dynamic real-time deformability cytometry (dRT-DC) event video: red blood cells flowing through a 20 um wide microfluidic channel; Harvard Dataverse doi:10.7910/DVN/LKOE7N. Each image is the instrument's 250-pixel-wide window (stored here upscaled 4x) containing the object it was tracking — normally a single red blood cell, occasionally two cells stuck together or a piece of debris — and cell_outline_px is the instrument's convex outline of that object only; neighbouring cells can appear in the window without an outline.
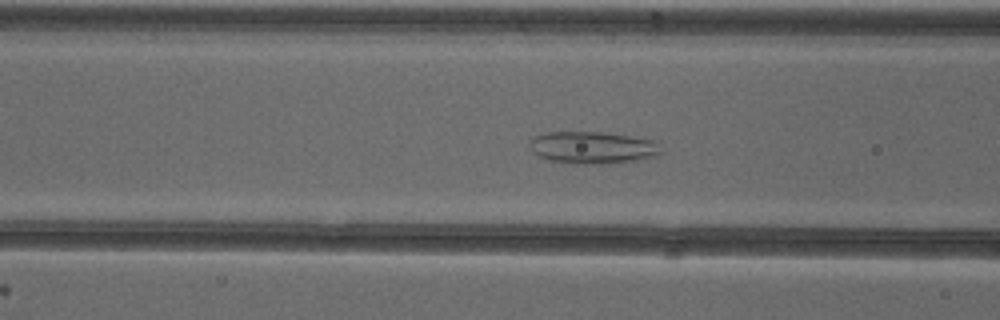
{"species": "common noctule bat (a hibernating species)", "species_latin": "Nyctalus noctula", "temperature_condition": "cold", "stored_images_in_passage": 54, "camera_frame_rate_fps": 3000, "um_per_image_px": 0.085, "animal": {"sex": "female"}, "frame": {"image": 1, "passage_image": 22, "time_ms": 7.0, "image_size_px": [1000, 320], "cell_outline_px": [[664, 152], [656, 156], [620, 164], [572, 164], [552, 160], [540, 156], [528, 144], [528, 140], [532, 136], [548, 132], [600, 132], [660, 140]], "centroid_in_image_um": [50.49, 12.55], "position_along_channel_um": 116.1, "area_um2": 25.26}}
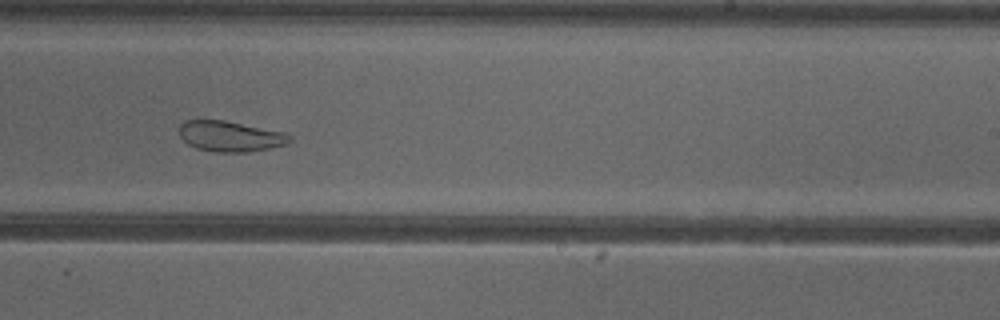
{"frame": {"image": 2, "passage_image": 34, "time_ms": 11.0, "image_size_px": [1000, 320], "cell_outline_px": [[292, 140], [288, 144], [248, 152], [216, 152], [196, 148], [188, 144], [180, 136], [180, 124], [184, 120], [224, 120], [284, 132], [292, 136]], "centroid_in_image_um": [19.58, 11.58], "position_along_channel_um": 269.4, "area_um2": 19.65}}
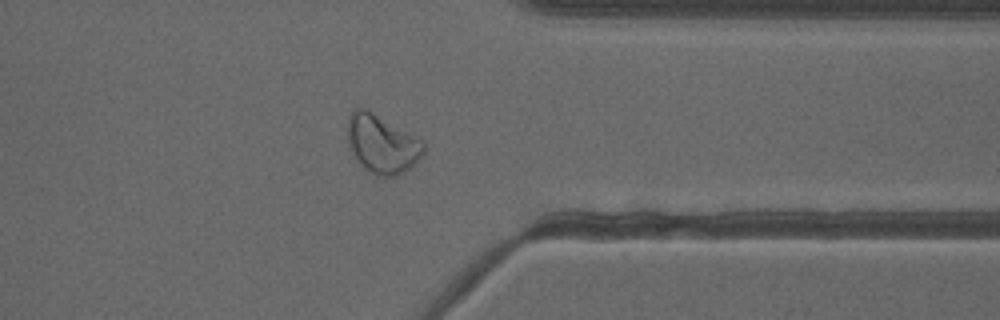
{"frame": {"image": 3, "passage_image": 43, "time_ms": 14.0, "image_size_px": [1000, 320], "cell_outline_px": [[424, 152], [404, 172], [396, 176], [376, 176], [364, 168], [356, 160], [352, 152], [348, 140], [348, 116], [352, 108], [364, 108], [372, 112], [424, 140]], "centroid_in_image_um": [32.45, 12.23], "position_along_channel_um": 379.0, "area_um2": 25.72}, "authors_computed_cell_mechanics": {"area_um2": 27.8885, "velocity_mm_per_s": 3.8299, "shape_relaxation_time_tau1_ms": null, "shape_relaxation_time_tau2_ms": 2.3496, "deformation_change_tau1": null, "deformation_change_tau2": 0.0912}}